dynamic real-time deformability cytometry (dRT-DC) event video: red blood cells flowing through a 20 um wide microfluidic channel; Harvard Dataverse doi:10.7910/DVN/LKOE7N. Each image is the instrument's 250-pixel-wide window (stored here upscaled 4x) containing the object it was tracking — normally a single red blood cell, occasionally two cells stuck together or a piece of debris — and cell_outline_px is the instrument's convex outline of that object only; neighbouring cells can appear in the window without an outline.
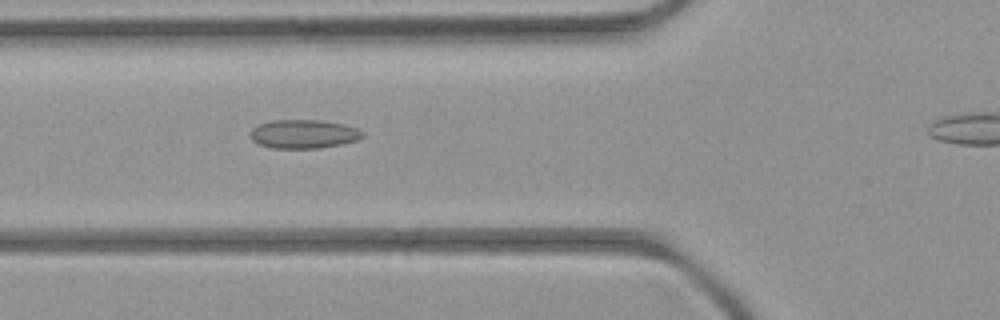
{"species": "common noctule bat (a hibernating species)", "species_latin": "Nyctalus noctula", "temperature_condition": "room temperature", "stored_images_in_passage": 6, "camera_frame_rate_fps": 3000, "um_per_image_px": 0.085, "animal": {"sex": "female", "body_mass_g": 21.9}, "frame": {"image": 1, "passage_image": 5, "time_ms": 5.667, "image_size_px": [1000, 320], "cell_outline_px": [[364, 136], [356, 140], [340, 144], [320, 148], [268, 148], [256, 144], [252, 140], [252, 128], [260, 124], [272, 120], [320, 120], [344, 124], [356, 128], [364, 132]], "centroid_in_image_um": [25.8, 11.39], "position_along_channel_um": 100.0, "area_um2": 18.79}}